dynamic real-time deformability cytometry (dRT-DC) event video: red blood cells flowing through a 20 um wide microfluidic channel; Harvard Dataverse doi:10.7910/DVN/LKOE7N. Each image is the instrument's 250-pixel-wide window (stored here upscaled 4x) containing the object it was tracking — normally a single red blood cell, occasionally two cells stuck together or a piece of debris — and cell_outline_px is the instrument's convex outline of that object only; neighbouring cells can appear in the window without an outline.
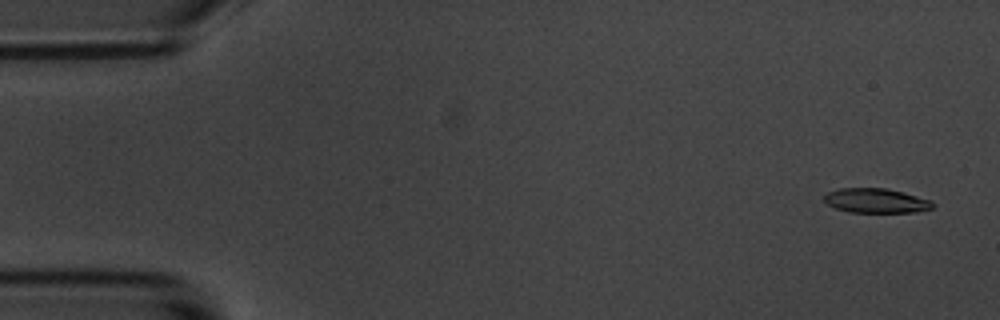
{"species": "common noctule bat (a hibernating species)", "species_latin": "Nyctalus noctula", "temperature_condition": "room temperature", "stored_images_in_passage": 6, "camera_frame_rate_fps": 3000, "um_per_image_px": 0.085, "animal": {"sex": "male", "body_mass_g": 20.1, "forearm_length_mm": 53.5}, "frame": {"image": 1, "passage_image": 1, "time_ms": 0.0, "image_size_px": [1000, 320], "cell_outline_px": [[936, 204], [932, 208], [916, 212], [848, 212], [836, 208], [828, 204], [824, 200], [824, 196], [828, 192], [840, 188], [884, 188], [932, 200]], "centroid_in_image_um": [74.47, 17.06], "position_along_channel_um": 10.5, "area_um2": 15.37}}